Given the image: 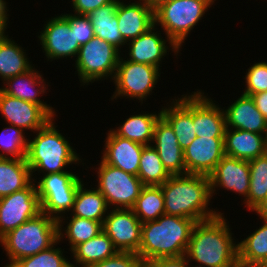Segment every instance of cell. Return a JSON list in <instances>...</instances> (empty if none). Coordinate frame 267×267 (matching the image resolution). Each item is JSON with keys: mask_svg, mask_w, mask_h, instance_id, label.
<instances>
[{"mask_svg": "<svg viewBox=\"0 0 267 267\" xmlns=\"http://www.w3.org/2000/svg\"><path fill=\"white\" fill-rule=\"evenodd\" d=\"M190 218L163 214L157 220L142 223L137 254L141 261L185 255L195 225Z\"/></svg>", "mask_w": 267, "mask_h": 267, "instance_id": "3", "label": "cell"}, {"mask_svg": "<svg viewBox=\"0 0 267 267\" xmlns=\"http://www.w3.org/2000/svg\"><path fill=\"white\" fill-rule=\"evenodd\" d=\"M254 211L260 218L267 219V195L263 202Z\"/></svg>", "mask_w": 267, "mask_h": 267, "instance_id": "45", "label": "cell"}, {"mask_svg": "<svg viewBox=\"0 0 267 267\" xmlns=\"http://www.w3.org/2000/svg\"><path fill=\"white\" fill-rule=\"evenodd\" d=\"M189 262H190V261H189V260H187V267H190V266H189V265H190V264H189ZM195 267H204V266H202V265L198 264V266H195Z\"/></svg>", "mask_w": 267, "mask_h": 267, "instance_id": "49", "label": "cell"}, {"mask_svg": "<svg viewBox=\"0 0 267 267\" xmlns=\"http://www.w3.org/2000/svg\"><path fill=\"white\" fill-rule=\"evenodd\" d=\"M249 162L250 186L244 204L248 210L254 211L267 195V152Z\"/></svg>", "mask_w": 267, "mask_h": 267, "instance_id": "34", "label": "cell"}, {"mask_svg": "<svg viewBox=\"0 0 267 267\" xmlns=\"http://www.w3.org/2000/svg\"><path fill=\"white\" fill-rule=\"evenodd\" d=\"M32 176L26 159L0 157V198L27 188Z\"/></svg>", "mask_w": 267, "mask_h": 267, "instance_id": "26", "label": "cell"}, {"mask_svg": "<svg viewBox=\"0 0 267 267\" xmlns=\"http://www.w3.org/2000/svg\"><path fill=\"white\" fill-rule=\"evenodd\" d=\"M170 174L163 166L156 149L145 145L140 157L138 177L145 186H160L165 183Z\"/></svg>", "mask_w": 267, "mask_h": 267, "instance_id": "35", "label": "cell"}, {"mask_svg": "<svg viewBox=\"0 0 267 267\" xmlns=\"http://www.w3.org/2000/svg\"><path fill=\"white\" fill-rule=\"evenodd\" d=\"M40 33L38 38L48 60L71 58L78 55L80 45L74 36V30H70L68 19L64 15L51 18Z\"/></svg>", "mask_w": 267, "mask_h": 267, "instance_id": "13", "label": "cell"}, {"mask_svg": "<svg viewBox=\"0 0 267 267\" xmlns=\"http://www.w3.org/2000/svg\"><path fill=\"white\" fill-rule=\"evenodd\" d=\"M161 186L165 214L201 222L221 212L208 208L211 191L209 176L199 174L171 175Z\"/></svg>", "mask_w": 267, "mask_h": 267, "instance_id": "2", "label": "cell"}, {"mask_svg": "<svg viewBox=\"0 0 267 267\" xmlns=\"http://www.w3.org/2000/svg\"><path fill=\"white\" fill-rule=\"evenodd\" d=\"M156 25L154 24L145 33L137 38L126 43L129 45V61L136 63H143L153 65L155 67L160 66V61L167 54V49L170 46L172 51L179 52V48L167 38V40L161 38V33L156 31ZM156 31V32H155ZM166 41L169 46L166 45Z\"/></svg>", "mask_w": 267, "mask_h": 267, "instance_id": "20", "label": "cell"}, {"mask_svg": "<svg viewBox=\"0 0 267 267\" xmlns=\"http://www.w3.org/2000/svg\"><path fill=\"white\" fill-rule=\"evenodd\" d=\"M227 224L223 213L196 222L185 252L187 260L204 267H239L238 244Z\"/></svg>", "mask_w": 267, "mask_h": 267, "instance_id": "1", "label": "cell"}, {"mask_svg": "<svg viewBox=\"0 0 267 267\" xmlns=\"http://www.w3.org/2000/svg\"><path fill=\"white\" fill-rule=\"evenodd\" d=\"M224 156V137H196L184 150L186 174L209 176Z\"/></svg>", "mask_w": 267, "mask_h": 267, "instance_id": "14", "label": "cell"}, {"mask_svg": "<svg viewBox=\"0 0 267 267\" xmlns=\"http://www.w3.org/2000/svg\"><path fill=\"white\" fill-rule=\"evenodd\" d=\"M209 180L211 197L215 188L223 187L243 195L246 200L250 186L249 162L225 155L209 175Z\"/></svg>", "mask_w": 267, "mask_h": 267, "instance_id": "16", "label": "cell"}, {"mask_svg": "<svg viewBox=\"0 0 267 267\" xmlns=\"http://www.w3.org/2000/svg\"><path fill=\"white\" fill-rule=\"evenodd\" d=\"M65 233H62V226H58V241L67 237L70 244V251L78 244L96 237L102 231V222L72 216L67 222ZM65 235V236H64Z\"/></svg>", "mask_w": 267, "mask_h": 267, "instance_id": "36", "label": "cell"}, {"mask_svg": "<svg viewBox=\"0 0 267 267\" xmlns=\"http://www.w3.org/2000/svg\"><path fill=\"white\" fill-rule=\"evenodd\" d=\"M25 138L21 128L11 124L9 127H5L0 132V147L3 150L0 157L8 158L10 155V158L26 159L29 139Z\"/></svg>", "mask_w": 267, "mask_h": 267, "instance_id": "37", "label": "cell"}, {"mask_svg": "<svg viewBox=\"0 0 267 267\" xmlns=\"http://www.w3.org/2000/svg\"><path fill=\"white\" fill-rule=\"evenodd\" d=\"M159 71L160 68L153 65L136 63L120 57L113 78L116 90L112 100L125 96L136 98L139 102H142L147 96L151 95L150 93L160 77Z\"/></svg>", "mask_w": 267, "mask_h": 267, "instance_id": "10", "label": "cell"}, {"mask_svg": "<svg viewBox=\"0 0 267 267\" xmlns=\"http://www.w3.org/2000/svg\"><path fill=\"white\" fill-rule=\"evenodd\" d=\"M58 222L42 211L0 238L12 267L18 260L33 256L58 243Z\"/></svg>", "mask_w": 267, "mask_h": 267, "instance_id": "4", "label": "cell"}, {"mask_svg": "<svg viewBox=\"0 0 267 267\" xmlns=\"http://www.w3.org/2000/svg\"><path fill=\"white\" fill-rule=\"evenodd\" d=\"M107 134L102 161L138 176L140 157L145 145L120 137L111 129Z\"/></svg>", "mask_w": 267, "mask_h": 267, "instance_id": "18", "label": "cell"}, {"mask_svg": "<svg viewBox=\"0 0 267 267\" xmlns=\"http://www.w3.org/2000/svg\"><path fill=\"white\" fill-rule=\"evenodd\" d=\"M6 1L4 0H0V21H2L3 23H5L7 25V21H8V10H7V6H6Z\"/></svg>", "mask_w": 267, "mask_h": 267, "instance_id": "46", "label": "cell"}, {"mask_svg": "<svg viewBox=\"0 0 267 267\" xmlns=\"http://www.w3.org/2000/svg\"><path fill=\"white\" fill-rule=\"evenodd\" d=\"M118 250L112 240L102 230L96 237L76 245L71 253L76 262L75 265L87 267L114 256Z\"/></svg>", "mask_w": 267, "mask_h": 267, "instance_id": "28", "label": "cell"}, {"mask_svg": "<svg viewBox=\"0 0 267 267\" xmlns=\"http://www.w3.org/2000/svg\"><path fill=\"white\" fill-rule=\"evenodd\" d=\"M238 244L239 267H263L267 262V219Z\"/></svg>", "mask_w": 267, "mask_h": 267, "instance_id": "29", "label": "cell"}, {"mask_svg": "<svg viewBox=\"0 0 267 267\" xmlns=\"http://www.w3.org/2000/svg\"><path fill=\"white\" fill-rule=\"evenodd\" d=\"M119 0L103 5L87 15L92 26L94 36L120 49L126 44L119 29L116 8Z\"/></svg>", "mask_w": 267, "mask_h": 267, "instance_id": "27", "label": "cell"}, {"mask_svg": "<svg viewBox=\"0 0 267 267\" xmlns=\"http://www.w3.org/2000/svg\"><path fill=\"white\" fill-rule=\"evenodd\" d=\"M99 192L106 198L107 204L115 209H131L145 186L138 176L127 173L120 168L104 163L99 164Z\"/></svg>", "mask_w": 267, "mask_h": 267, "instance_id": "9", "label": "cell"}, {"mask_svg": "<svg viewBox=\"0 0 267 267\" xmlns=\"http://www.w3.org/2000/svg\"><path fill=\"white\" fill-rule=\"evenodd\" d=\"M140 256L134 252L118 251L114 256L87 267H141Z\"/></svg>", "mask_w": 267, "mask_h": 267, "instance_id": "41", "label": "cell"}, {"mask_svg": "<svg viewBox=\"0 0 267 267\" xmlns=\"http://www.w3.org/2000/svg\"><path fill=\"white\" fill-rule=\"evenodd\" d=\"M38 72V70L36 71L35 68H32L23 74L6 79L3 83H6L5 87L0 88V90L12 97L41 106L52 118H54L55 110H53V107L47 105L46 102L41 101L38 97L40 94L46 93L47 90L43 76ZM35 86L38 88L35 89Z\"/></svg>", "mask_w": 267, "mask_h": 267, "instance_id": "24", "label": "cell"}, {"mask_svg": "<svg viewBox=\"0 0 267 267\" xmlns=\"http://www.w3.org/2000/svg\"><path fill=\"white\" fill-rule=\"evenodd\" d=\"M251 98L254 100L256 108L267 119V91L252 94Z\"/></svg>", "mask_w": 267, "mask_h": 267, "instance_id": "44", "label": "cell"}, {"mask_svg": "<svg viewBox=\"0 0 267 267\" xmlns=\"http://www.w3.org/2000/svg\"><path fill=\"white\" fill-rule=\"evenodd\" d=\"M131 209L142 223L157 220L165 214L161 186H144Z\"/></svg>", "mask_w": 267, "mask_h": 267, "instance_id": "33", "label": "cell"}, {"mask_svg": "<svg viewBox=\"0 0 267 267\" xmlns=\"http://www.w3.org/2000/svg\"><path fill=\"white\" fill-rule=\"evenodd\" d=\"M0 113L8 124L35 133L52 117L39 105L12 97L0 90Z\"/></svg>", "mask_w": 267, "mask_h": 267, "instance_id": "15", "label": "cell"}, {"mask_svg": "<svg viewBox=\"0 0 267 267\" xmlns=\"http://www.w3.org/2000/svg\"><path fill=\"white\" fill-rule=\"evenodd\" d=\"M113 0H72L73 11L77 15H88L95 9L106 5Z\"/></svg>", "mask_w": 267, "mask_h": 267, "instance_id": "43", "label": "cell"}, {"mask_svg": "<svg viewBox=\"0 0 267 267\" xmlns=\"http://www.w3.org/2000/svg\"><path fill=\"white\" fill-rule=\"evenodd\" d=\"M161 116V111L158 113H146L132 115L125 120V122L112 129V131L123 138L129 139L143 145H151L153 141L154 127Z\"/></svg>", "mask_w": 267, "mask_h": 267, "instance_id": "31", "label": "cell"}, {"mask_svg": "<svg viewBox=\"0 0 267 267\" xmlns=\"http://www.w3.org/2000/svg\"><path fill=\"white\" fill-rule=\"evenodd\" d=\"M7 26L5 23L0 21V42L4 41L8 38V35L5 34V31L7 29Z\"/></svg>", "mask_w": 267, "mask_h": 267, "instance_id": "48", "label": "cell"}, {"mask_svg": "<svg viewBox=\"0 0 267 267\" xmlns=\"http://www.w3.org/2000/svg\"><path fill=\"white\" fill-rule=\"evenodd\" d=\"M64 258L61 248L51 246L33 256L18 260L12 267H75ZM79 267V266H76Z\"/></svg>", "mask_w": 267, "mask_h": 267, "instance_id": "38", "label": "cell"}, {"mask_svg": "<svg viewBox=\"0 0 267 267\" xmlns=\"http://www.w3.org/2000/svg\"><path fill=\"white\" fill-rule=\"evenodd\" d=\"M69 22L70 30H74V36L79 45L86 44L94 37L93 26L86 15L63 14Z\"/></svg>", "mask_w": 267, "mask_h": 267, "instance_id": "40", "label": "cell"}, {"mask_svg": "<svg viewBox=\"0 0 267 267\" xmlns=\"http://www.w3.org/2000/svg\"><path fill=\"white\" fill-rule=\"evenodd\" d=\"M120 50L112 44L94 36L79 48L75 61L79 81L82 84L93 83L102 78L113 80L120 60Z\"/></svg>", "mask_w": 267, "mask_h": 267, "instance_id": "8", "label": "cell"}, {"mask_svg": "<svg viewBox=\"0 0 267 267\" xmlns=\"http://www.w3.org/2000/svg\"><path fill=\"white\" fill-rule=\"evenodd\" d=\"M35 182L0 198V238L41 212Z\"/></svg>", "mask_w": 267, "mask_h": 267, "instance_id": "11", "label": "cell"}, {"mask_svg": "<svg viewBox=\"0 0 267 267\" xmlns=\"http://www.w3.org/2000/svg\"><path fill=\"white\" fill-rule=\"evenodd\" d=\"M82 182L79 176L69 171L45 174L36 185L41 211L55 218L58 226H63L62 222L64 224L65 219L62 213L72 210L78 187Z\"/></svg>", "mask_w": 267, "mask_h": 267, "instance_id": "7", "label": "cell"}, {"mask_svg": "<svg viewBox=\"0 0 267 267\" xmlns=\"http://www.w3.org/2000/svg\"><path fill=\"white\" fill-rule=\"evenodd\" d=\"M193 124L196 137H224V109L204 96L200 90L193 93Z\"/></svg>", "mask_w": 267, "mask_h": 267, "instance_id": "19", "label": "cell"}, {"mask_svg": "<svg viewBox=\"0 0 267 267\" xmlns=\"http://www.w3.org/2000/svg\"><path fill=\"white\" fill-rule=\"evenodd\" d=\"M83 186L84 183H81L78 187L71 215L103 223L107 216L106 211L109 212L110 209L106 198L97 188L91 190Z\"/></svg>", "mask_w": 267, "mask_h": 267, "instance_id": "30", "label": "cell"}, {"mask_svg": "<svg viewBox=\"0 0 267 267\" xmlns=\"http://www.w3.org/2000/svg\"><path fill=\"white\" fill-rule=\"evenodd\" d=\"M142 222L132 209H112L104 219L102 230L120 252L137 253L141 242Z\"/></svg>", "mask_w": 267, "mask_h": 267, "instance_id": "12", "label": "cell"}, {"mask_svg": "<svg viewBox=\"0 0 267 267\" xmlns=\"http://www.w3.org/2000/svg\"><path fill=\"white\" fill-rule=\"evenodd\" d=\"M141 267H187L185 255L179 257H161L142 262Z\"/></svg>", "mask_w": 267, "mask_h": 267, "instance_id": "42", "label": "cell"}, {"mask_svg": "<svg viewBox=\"0 0 267 267\" xmlns=\"http://www.w3.org/2000/svg\"><path fill=\"white\" fill-rule=\"evenodd\" d=\"M24 51L9 37L0 42V77L3 82L33 68Z\"/></svg>", "mask_w": 267, "mask_h": 267, "instance_id": "32", "label": "cell"}, {"mask_svg": "<svg viewBox=\"0 0 267 267\" xmlns=\"http://www.w3.org/2000/svg\"><path fill=\"white\" fill-rule=\"evenodd\" d=\"M152 143H155L152 146L170 175L186 174L184 151L178 143L173 128L162 116L155 124Z\"/></svg>", "mask_w": 267, "mask_h": 267, "instance_id": "17", "label": "cell"}, {"mask_svg": "<svg viewBox=\"0 0 267 267\" xmlns=\"http://www.w3.org/2000/svg\"><path fill=\"white\" fill-rule=\"evenodd\" d=\"M266 136L250 131L226 128L224 133L225 155L246 161L264 155L267 152Z\"/></svg>", "mask_w": 267, "mask_h": 267, "instance_id": "25", "label": "cell"}, {"mask_svg": "<svg viewBox=\"0 0 267 267\" xmlns=\"http://www.w3.org/2000/svg\"><path fill=\"white\" fill-rule=\"evenodd\" d=\"M150 8L153 10L157 8L160 4L170 1V0H143Z\"/></svg>", "mask_w": 267, "mask_h": 267, "instance_id": "47", "label": "cell"}, {"mask_svg": "<svg viewBox=\"0 0 267 267\" xmlns=\"http://www.w3.org/2000/svg\"><path fill=\"white\" fill-rule=\"evenodd\" d=\"M139 2L126 4L119 0L116 8L118 29L126 43L142 35L154 25V10L143 0Z\"/></svg>", "mask_w": 267, "mask_h": 267, "instance_id": "21", "label": "cell"}, {"mask_svg": "<svg viewBox=\"0 0 267 267\" xmlns=\"http://www.w3.org/2000/svg\"><path fill=\"white\" fill-rule=\"evenodd\" d=\"M173 99L171 106L163 107L161 116L171 125L183 151L196 138L193 124V94Z\"/></svg>", "mask_w": 267, "mask_h": 267, "instance_id": "22", "label": "cell"}, {"mask_svg": "<svg viewBox=\"0 0 267 267\" xmlns=\"http://www.w3.org/2000/svg\"><path fill=\"white\" fill-rule=\"evenodd\" d=\"M215 0H170L154 9V24L180 49Z\"/></svg>", "mask_w": 267, "mask_h": 267, "instance_id": "6", "label": "cell"}, {"mask_svg": "<svg viewBox=\"0 0 267 267\" xmlns=\"http://www.w3.org/2000/svg\"><path fill=\"white\" fill-rule=\"evenodd\" d=\"M226 128L267 135V119L256 108L251 96H241L224 110Z\"/></svg>", "mask_w": 267, "mask_h": 267, "instance_id": "23", "label": "cell"}, {"mask_svg": "<svg viewBox=\"0 0 267 267\" xmlns=\"http://www.w3.org/2000/svg\"><path fill=\"white\" fill-rule=\"evenodd\" d=\"M245 80L247 86L244 95L251 96L267 91V62H257L249 67Z\"/></svg>", "mask_w": 267, "mask_h": 267, "instance_id": "39", "label": "cell"}, {"mask_svg": "<svg viewBox=\"0 0 267 267\" xmlns=\"http://www.w3.org/2000/svg\"><path fill=\"white\" fill-rule=\"evenodd\" d=\"M53 120L38 129L33 140H28L26 160L31 174L35 171L44 174L67 172L64 170L67 165L77 164L81 160L67 139L56 129Z\"/></svg>", "mask_w": 267, "mask_h": 267, "instance_id": "5", "label": "cell"}]
</instances>
